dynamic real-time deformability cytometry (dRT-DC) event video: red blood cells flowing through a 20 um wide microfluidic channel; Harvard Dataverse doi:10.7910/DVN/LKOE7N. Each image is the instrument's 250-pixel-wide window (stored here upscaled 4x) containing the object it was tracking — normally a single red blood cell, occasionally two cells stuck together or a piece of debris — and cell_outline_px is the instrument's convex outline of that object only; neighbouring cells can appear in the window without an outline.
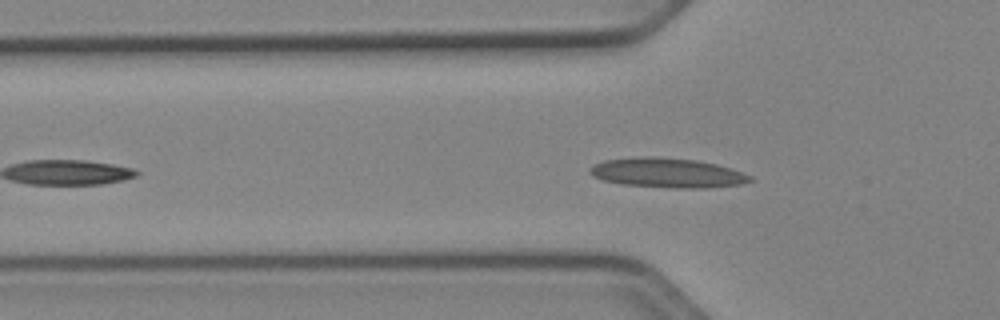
{"species": "Egyptian fruit bat (a non-hibernating species)", "species_latin": "Rousettus aegyptiacus", "temperature_condition": "cold", "stored_images_in_passage": 40, "camera_frame_rate_fps": 3000, "um_per_image_px": 0.085, "animal": {"sex": "female"}, "frame": {"image": 1, "passage_image": 8, "time_ms": 2.333, "image_size_px": [1000, 320], "cell_outline_px": [[752, 180], [740, 184], [704, 188], [672, 188], [624, 184], [604, 180], [592, 176], [588, 172], [588, 168], [592, 164], [604, 160], [636, 156], [656, 156], [696, 160], [716, 164], [732, 168], [752, 176]], "centroid_in_image_um": [56.68, 14.68], "position_along_channel_um": 69.1, "area_um2": 27.86}}
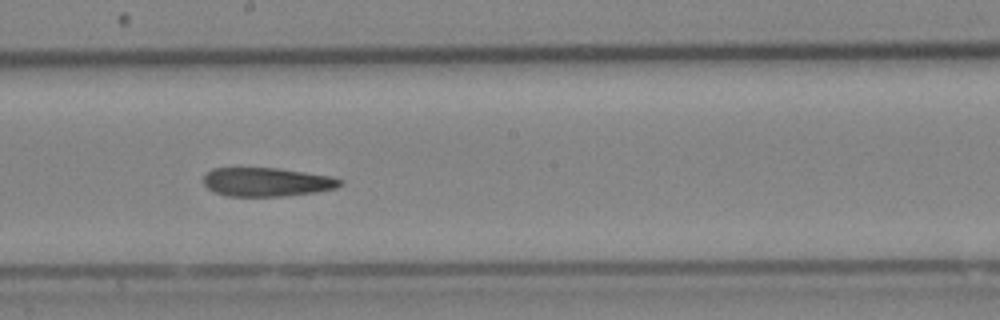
{"frame": {"image": 2, "passage_image": 20, "time_ms": 6.333, "image_size_px": [1000, 320], "cell_outline_px": [[344, 184], [336, 188], [316, 192], [284, 196], [228, 196], [216, 192], [208, 188], [204, 184], [204, 172], [212, 168], [280, 168], [332, 176], [344, 180]], "centroid_in_image_um": [22.71, 15.46], "position_along_channel_um": 225.5, "area_um2": 23.12}}
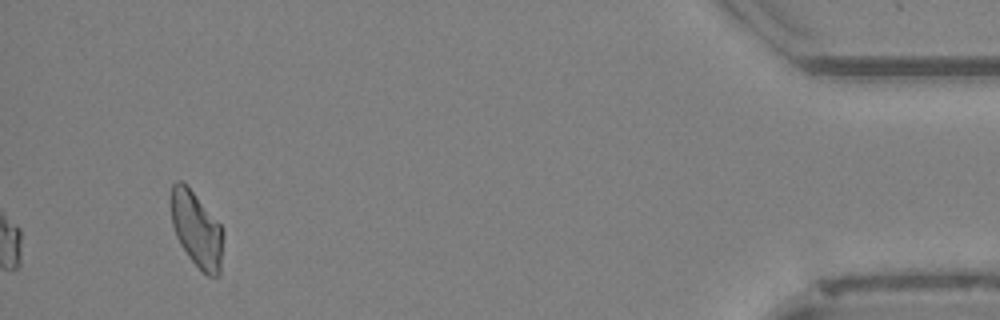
{"frame": {"image": 3, "passage_image": 40, "time_ms": 13.0, "image_size_px": [1000, 320], "cell_outline_px": [[224, 236], [220, 276], [208, 276], [188, 256], [180, 244], [176, 236], [172, 224], [168, 204], [172, 184], [176, 180], [180, 180], [192, 192], [220, 224], [224, 232]], "centroid_in_image_um": [16.69, 19.5], "position_along_channel_um": 418.5, "area_um2": 23.12}, "authors_computed_cell_mechanics": {"area_um2": 23.987, "velocity_mm_per_s": 3.9437, "shape_relaxation_time_tau1_ms": null, "shape_relaxation_time_tau2_ms": 7.9689, "deformation_change_tau1": null, "deformation_change_tau2": 0.1634}}